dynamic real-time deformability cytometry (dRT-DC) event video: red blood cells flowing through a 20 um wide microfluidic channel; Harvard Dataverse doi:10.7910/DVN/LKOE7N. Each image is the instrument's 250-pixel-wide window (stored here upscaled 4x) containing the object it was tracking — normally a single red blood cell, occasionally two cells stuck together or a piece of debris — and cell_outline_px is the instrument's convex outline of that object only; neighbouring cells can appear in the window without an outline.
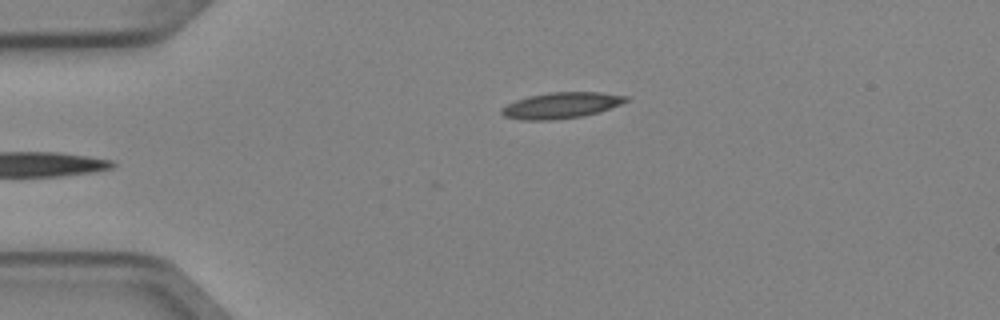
{"species": "Egyptian fruit bat (a non-hibernating species)", "species_latin": "Rousettus aegyptiacus", "temperature_condition": "cold", "stored_images_in_passage": 4, "camera_frame_rate_fps": 3000, "um_per_image_px": 0.085, "animal": {"sex": "female"}, "frame": {"image": 1, "passage_image": 3, "time_ms": 0.667, "image_size_px": [1000, 320], "cell_outline_px": [[628, 100], [620, 104], [600, 112], [580, 116], [552, 120], [520, 120], [504, 116], [500, 112], [500, 108], [516, 100], [528, 96], [548, 92], [600, 92], [628, 96]], "centroid_in_image_um": [47.67, 8.95], "position_along_channel_um": 37.3, "area_um2": 18.84}}